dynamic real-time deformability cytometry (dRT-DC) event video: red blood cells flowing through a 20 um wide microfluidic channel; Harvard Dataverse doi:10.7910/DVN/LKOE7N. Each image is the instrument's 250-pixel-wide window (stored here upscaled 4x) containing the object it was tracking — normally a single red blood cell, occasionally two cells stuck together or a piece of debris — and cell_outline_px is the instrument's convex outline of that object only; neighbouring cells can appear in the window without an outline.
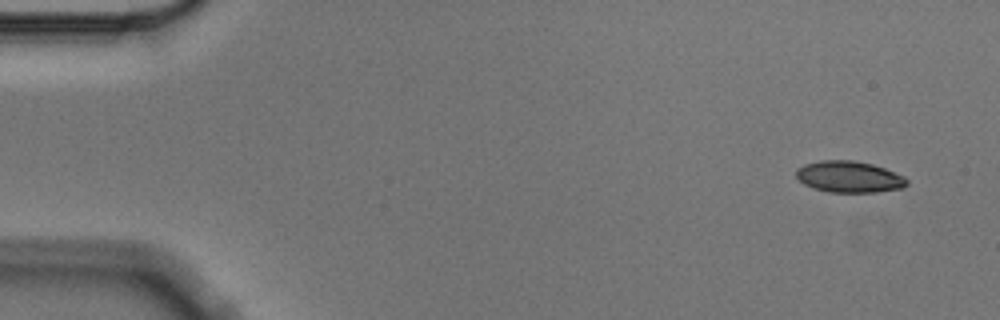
{"species": "Egyptian fruit bat (a non-hibernating species)", "species_latin": "Rousettus aegyptiacus", "temperature_condition": "cold", "stored_images_in_passage": 9, "camera_frame_rate_fps": 3000, "um_per_image_px": 0.085, "animal": {"sex": "male"}, "frame": {"image": 1, "passage_image": 1, "time_ms": 0.0, "image_size_px": [1000, 320], "cell_outline_px": [[908, 184], [904, 188], [876, 192], [828, 192], [804, 184], [796, 176], [796, 168], [804, 164], [820, 160], [852, 160], [872, 164], [884, 168], [904, 176], [908, 180]], "centroid_in_image_um": [72.19, 15.02], "position_along_channel_um": 12.8, "area_um2": 20.29}}
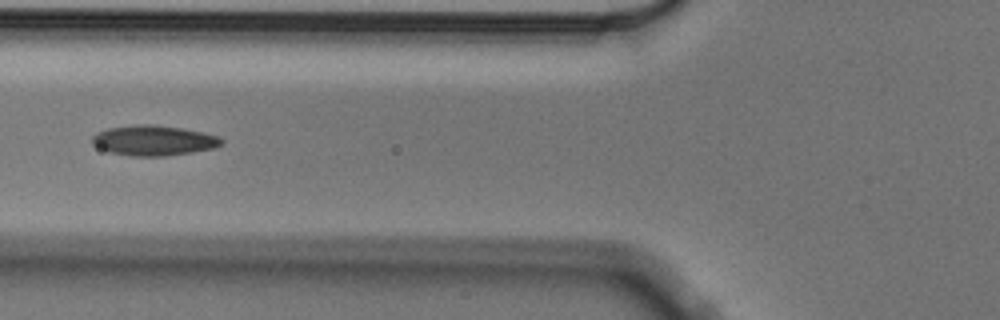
{"frame": {"image": 2, "passage_image": 6, "time_ms": 1.667, "image_size_px": [1000, 320], "cell_outline_px": [[224, 144], [216, 148], [192, 152], [164, 156], [132, 156], [108, 152], [92, 144], [92, 136], [96, 132], [108, 128], [136, 124], [156, 124], [204, 132], [220, 136], [224, 140]], "centroid_in_image_um": [13.09, 11.93], "position_along_channel_um": 112.7, "area_um2": 23.06}}
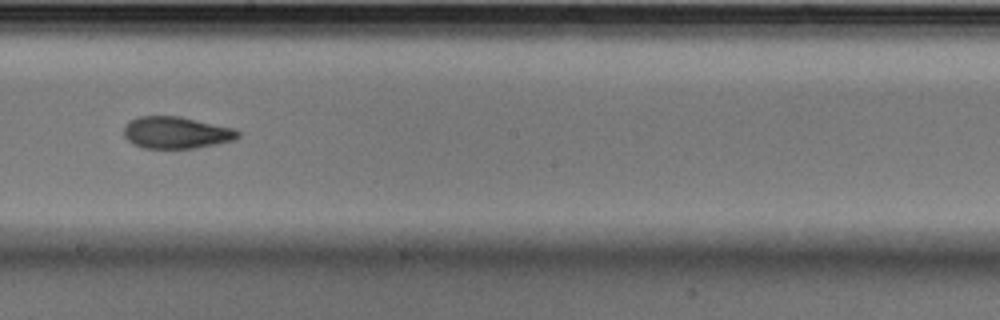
{"frame": {"image": 3, "passage_image": 9, "time_ms": 2.667, "image_size_px": [1000, 320], "cell_outline_px": [[240, 136], [236, 140], [196, 148], [144, 148], [128, 140], [124, 136], [124, 124], [128, 120], [140, 116], [180, 116], [236, 128], [240, 132]], "centroid_in_image_um": [15.02, 11.26], "position_along_channel_um": 233.2, "area_um2": 21.44}}